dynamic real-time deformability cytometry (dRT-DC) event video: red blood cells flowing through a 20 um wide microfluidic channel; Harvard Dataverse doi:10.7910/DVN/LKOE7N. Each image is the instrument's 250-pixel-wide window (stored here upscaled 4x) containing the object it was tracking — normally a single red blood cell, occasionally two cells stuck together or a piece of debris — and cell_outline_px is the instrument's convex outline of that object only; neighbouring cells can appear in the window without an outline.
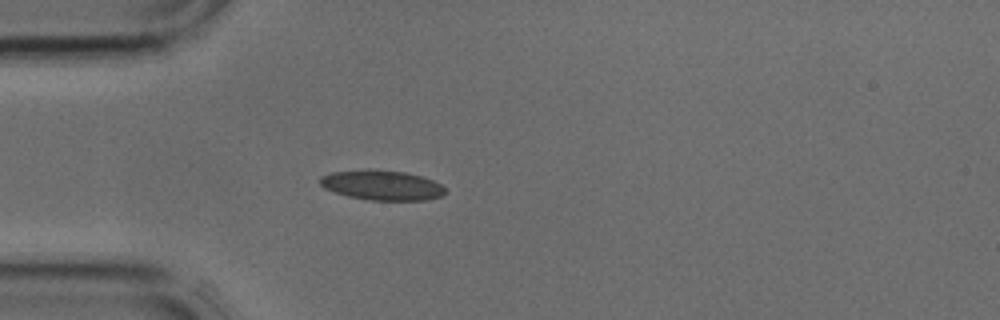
{"species": "common noctule bat (a hibernating species)", "species_latin": "Nyctalus noctula", "temperature_condition": "cold", "stored_images_in_passage": 3, "segment_of_instrument_passage": [1, 2], "camera_frame_rate_fps": 3000, "um_per_image_px": 0.085, "animal": {"sex": "male", "body_mass_g": 17.9, "forearm_length_mm": 54.2}, "frame": {"image": 1, "passage_image": 2, "time_ms": 0.333, "image_size_px": [1000, 320], "cell_outline_px": [[448, 192], [440, 196], [428, 200], [368, 200], [348, 196], [324, 188], [320, 184], [320, 176], [332, 172], [368, 168], [404, 172], [420, 176], [432, 180], [440, 184]], "centroid_in_image_um": [32.45, 15.73], "position_along_channel_um": 52.5, "area_um2": 21.91}}